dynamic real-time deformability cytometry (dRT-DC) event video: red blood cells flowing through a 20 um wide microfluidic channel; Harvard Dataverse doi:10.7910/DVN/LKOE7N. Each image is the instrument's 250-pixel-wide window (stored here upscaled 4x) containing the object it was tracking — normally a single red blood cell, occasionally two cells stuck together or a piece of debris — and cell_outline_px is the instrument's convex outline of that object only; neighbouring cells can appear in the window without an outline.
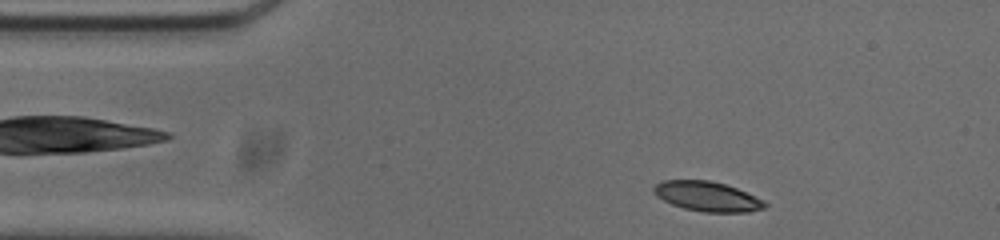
{"species": "common noctule bat (a hibernating species)", "species_latin": "Nyctalus noctula", "temperature_condition": "cold", "stored_images_in_passage": 48, "camera_frame_rate_fps": 3000, "um_per_image_px": 0.085, "animal": {"sex": "male", "body_mass_g": 20.0, "forearm_length_mm": 53.3}, "frame": {"image": 1, "passage_image": 3, "time_ms": 0.667, "image_size_px": [1000, 240], "cell_outline_px": [[768, 204], [764, 208], [748, 212], [704, 212], [684, 208], [672, 204], [656, 196], [652, 192], [652, 188], [656, 184], [664, 180], [708, 180], [724, 184], [736, 188], [764, 200]], "centroid_in_image_um": [60.1, 16.69], "position_along_channel_um": 24.9, "area_um2": 19.19}}
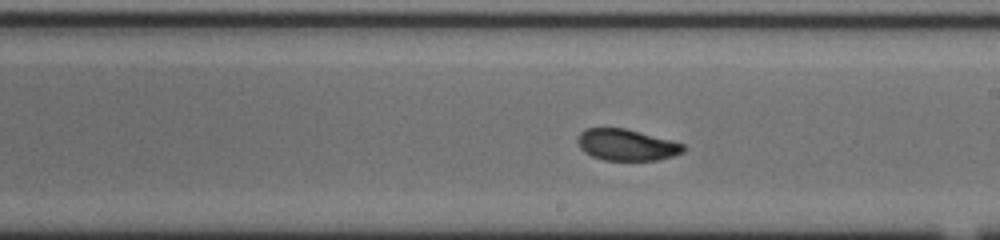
{"frame": {"image": 2, "passage_image": 24, "time_ms": 7.667, "image_size_px": [1000, 240], "cell_outline_px": [[684, 152], [672, 156], [656, 160], [604, 160], [592, 156], [584, 152], [580, 148], [576, 140], [580, 132], [584, 128], [624, 128], [684, 144]], "centroid_in_image_um": [53.2, 12.31], "position_along_channel_um": 235.8, "area_um2": 19.19}}
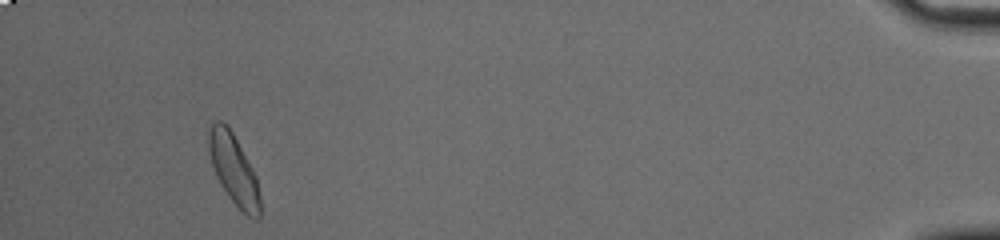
{"frame": {"image": 3, "passage_image": 45, "time_ms": 14.667, "image_size_px": [1000, 240], "cell_outline_px": [[260, 216], [256, 220], [248, 216], [228, 196], [220, 184], [216, 176], [212, 164], [208, 148], [208, 132], [212, 124], [216, 120], [220, 120], [228, 124], [252, 168], [256, 176], [260, 196]], "centroid_in_image_um": [19.86, 14.38], "position_along_channel_um": 415.3, "area_um2": 20.87}, "authors_computed_cell_mechanics": {"area_um2": 19.9988, "velocity_mm_per_s": 3.7339, "shape_relaxation_time_tau1_ms": 3.0338, "shape_relaxation_time_tau2_ms": 2.2542, "deformation_change_tau1": 0.1152, "deformation_change_tau2": 0.0605}}